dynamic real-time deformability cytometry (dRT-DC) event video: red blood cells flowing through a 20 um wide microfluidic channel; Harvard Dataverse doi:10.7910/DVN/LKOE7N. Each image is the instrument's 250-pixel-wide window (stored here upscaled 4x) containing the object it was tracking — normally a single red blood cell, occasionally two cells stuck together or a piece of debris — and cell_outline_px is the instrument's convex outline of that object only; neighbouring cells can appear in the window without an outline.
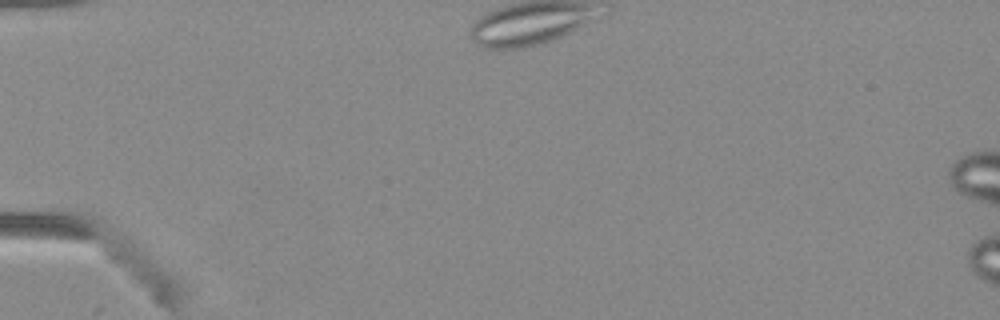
{"species": "Egyptian fruit bat (a non-hibernating species)", "species_latin": "Rousettus aegyptiacus", "temperature_condition": "warm", "stored_images_in_passage": 4, "camera_frame_rate_fps": 3000, "um_per_image_px": 0.085, "animal": {"sex": "female"}, "frame": {"image": 1, "passage_image": 1, "time_ms": 0.0, "image_size_px": [1000, 320], "cell_outline_px": [[184, 276], [168, 300], [160, 304], [156, 304], [112, 260], [112, 240], [120, 232], [148, 244]], "centroid_in_image_um": [12.39, 22.75], "position_along_channel_um": 72.6, "area_um2": 19.77}}